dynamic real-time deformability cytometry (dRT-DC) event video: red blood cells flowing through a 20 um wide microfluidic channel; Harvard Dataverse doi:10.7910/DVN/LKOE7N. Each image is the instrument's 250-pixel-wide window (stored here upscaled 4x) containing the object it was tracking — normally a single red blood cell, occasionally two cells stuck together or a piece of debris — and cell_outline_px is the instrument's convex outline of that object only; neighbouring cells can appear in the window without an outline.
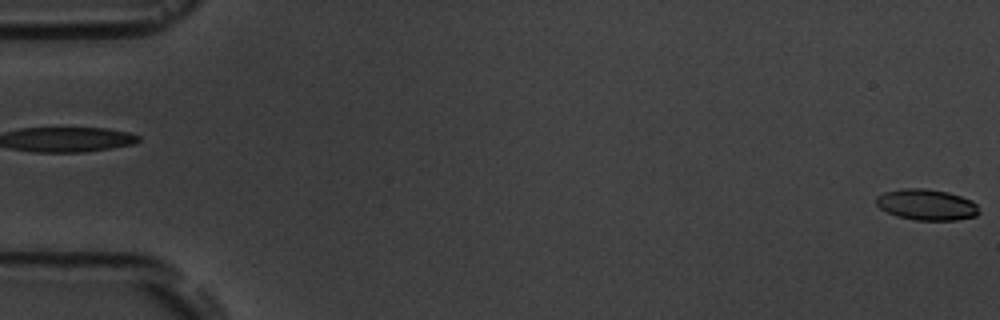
{"species": "common noctule bat (a hibernating species)", "species_latin": "Nyctalus noctula", "temperature_condition": "room temperature", "stored_images_in_passage": 2, "segment_of_instrument_passage": [2, 2], "camera_frame_rate_fps": 3000, "um_per_image_px": 0.085, "animal": {"sex": "male", "body_mass_g": 19.5, "forearm_length_mm": 54.6}, "frame": {"image": 1, "passage_image": 2, "time_ms": 1.0, "image_size_px": [1000, 320], "cell_outline_px": [[980, 212], [976, 216], [956, 220], [912, 220], [896, 216], [880, 208], [876, 204], [876, 196], [884, 192], [904, 188], [924, 188], [948, 192], [972, 200], [976, 204]], "centroid_in_image_um": [78.76, 17.4], "position_along_channel_um": 6.2, "area_um2": 18.67}}